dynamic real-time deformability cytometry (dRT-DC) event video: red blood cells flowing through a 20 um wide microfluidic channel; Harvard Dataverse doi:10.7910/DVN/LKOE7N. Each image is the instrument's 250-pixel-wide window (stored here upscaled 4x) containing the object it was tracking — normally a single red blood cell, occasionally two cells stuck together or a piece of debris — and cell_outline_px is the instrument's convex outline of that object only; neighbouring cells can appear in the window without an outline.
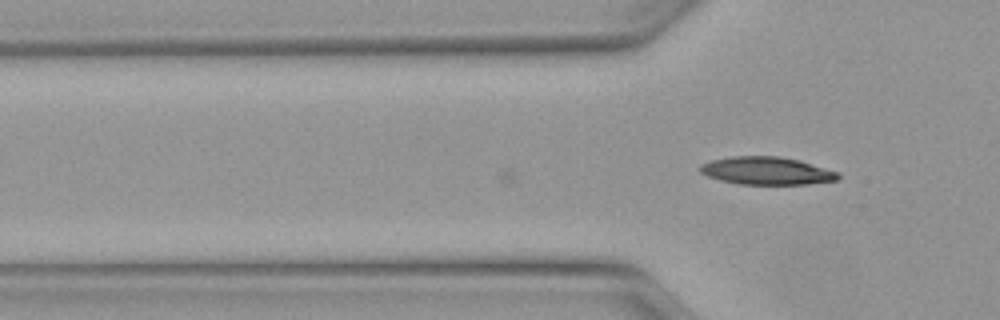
{"species": "Egyptian fruit bat (a non-hibernating species)", "species_latin": "Rousettus aegyptiacus", "temperature_condition": "warm", "stored_images_in_passage": 4, "camera_frame_rate_fps": 3000, "um_per_image_px": 0.085, "animal": {"sex": "female"}, "frame": {"image": 1, "passage_image": 4, "time_ms": 1.0, "image_size_px": [1000, 320], "cell_outline_px": [[840, 176], [836, 180], [808, 184], [740, 184], [720, 180], [708, 176], [700, 172], [700, 164], [712, 160], [732, 156], [780, 156], [800, 160], [836, 172]], "centroid_in_image_um": [65.13, 14.51], "position_along_channel_um": 60.7, "area_um2": 22.14}}